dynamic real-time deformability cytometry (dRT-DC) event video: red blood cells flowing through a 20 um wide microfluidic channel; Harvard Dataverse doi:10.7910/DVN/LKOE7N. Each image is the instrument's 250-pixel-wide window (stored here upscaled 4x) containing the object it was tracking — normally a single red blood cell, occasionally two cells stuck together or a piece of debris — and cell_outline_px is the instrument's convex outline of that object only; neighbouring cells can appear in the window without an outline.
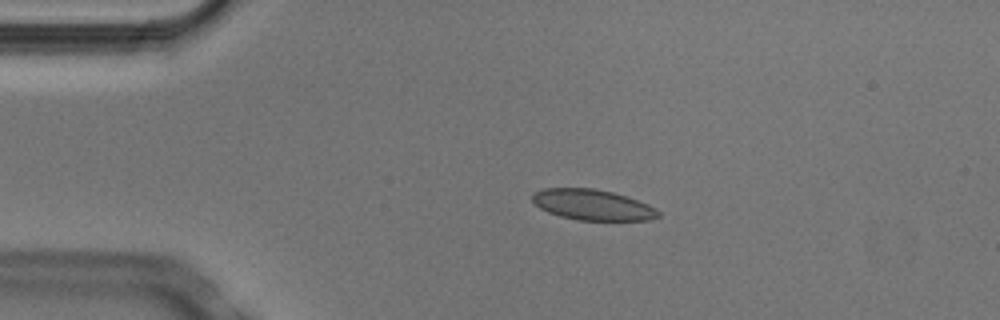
{"species": "Egyptian fruit bat (a non-hibernating species)", "species_latin": "Rousettus aegyptiacus", "temperature_condition": "cold", "stored_images_in_passage": 4, "camera_frame_rate_fps": 3000, "um_per_image_px": 0.085, "animal": {"sex": "male"}, "frame": {"image": 1, "passage_image": 3, "time_ms": 0.667, "image_size_px": [1000, 320], "cell_outline_px": [[660, 216], [648, 220], [576, 220], [560, 216], [548, 212], [540, 208], [532, 200], [532, 192], [544, 188], [592, 188], [612, 192], [648, 204], [656, 208], [660, 212]], "centroid_in_image_um": [50.35, 17.41], "position_along_channel_um": 34.7, "area_um2": 22.43}}